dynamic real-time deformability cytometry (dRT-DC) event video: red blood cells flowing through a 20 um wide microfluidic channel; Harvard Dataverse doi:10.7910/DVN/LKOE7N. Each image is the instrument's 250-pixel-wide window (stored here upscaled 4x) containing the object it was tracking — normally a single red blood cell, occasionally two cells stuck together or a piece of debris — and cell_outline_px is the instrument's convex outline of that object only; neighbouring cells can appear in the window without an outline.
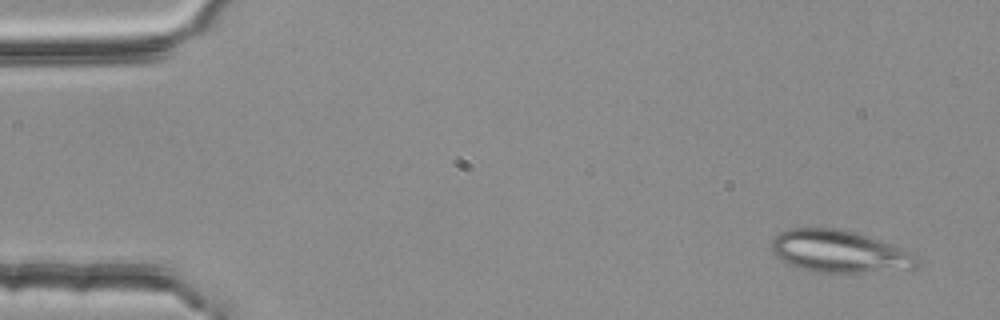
{"species": "common noctule bat (a hibernating species)", "species_latin": "Nyctalus noctula", "temperature_condition": "room temperature", "stored_images_in_passage": 3, "camera_frame_rate_fps": 3000, "um_per_image_px": 0.085, "animal": {"sex": "female", "body_mass_g": 25.1}, "frame": {"image": 1, "passage_image": 1, "time_ms": 0.0, "image_size_px": [1000, 320], "cell_outline_px": [[916, 264], [912, 268], [864, 272], [820, 272], [800, 268], [788, 264], [780, 260], [776, 256], [772, 248], [772, 240], [780, 232], [788, 228], [836, 228], [856, 232], [916, 252]], "centroid_in_image_um": [71.33, 21.36], "position_along_channel_um": 13.7, "area_um2": 35.6}}